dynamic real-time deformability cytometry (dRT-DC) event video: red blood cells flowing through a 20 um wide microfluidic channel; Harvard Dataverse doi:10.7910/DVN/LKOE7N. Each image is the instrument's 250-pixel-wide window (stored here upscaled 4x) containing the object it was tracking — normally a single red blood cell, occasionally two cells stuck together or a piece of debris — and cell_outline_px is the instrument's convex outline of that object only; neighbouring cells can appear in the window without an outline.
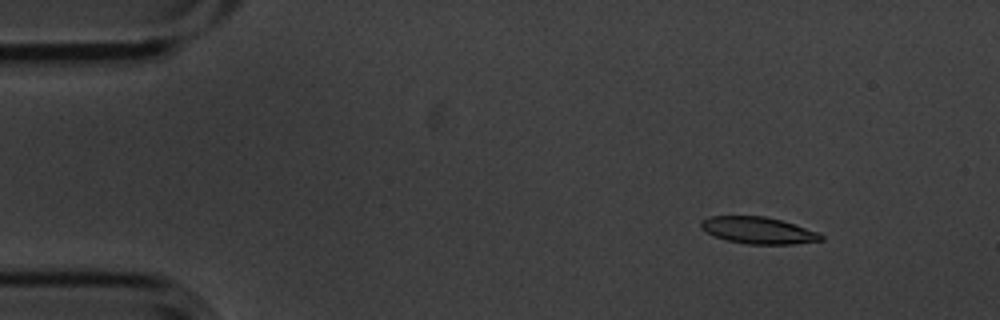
{"species": "common noctule bat (a hibernating species)", "species_latin": "Nyctalus noctula", "temperature_condition": "cold", "stored_images_in_passage": 5, "camera_frame_rate_fps": 3000, "um_per_image_px": 0.085, "animal": {"sex": "male", "body_mass_g": 20.1, "forearm_length_mm": 53.5}, "frame": {"image": 1, "passage_image": 2, "time_ms": 0.333, "image_size_px": [1000, 320], "cell_outline_px": [[824, 240], [792, 244], [748, 244], [728, 240], [716, 236], [700, 228], [700, 220], [708, 216], [764, 216], [780, 220], [820, 232], [824, 236]], "centroid_in_image_um": [64.46, 19.57], "position_along_channel_um": 20.5, "area_um2": 18.67}}
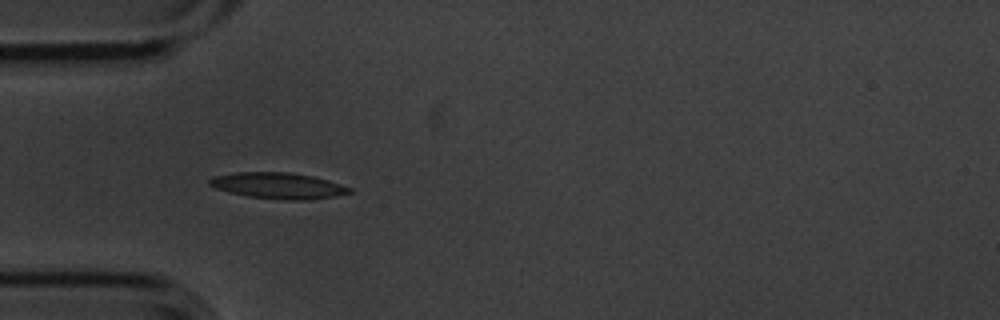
{"frame": {"image": 2, "passage_image": 4, "time_ms": 1.0, "image_size_px": [1000, 320], "cell_outline_px": [[352, 192], [336, 196], [312, 200], [288, 200], [248, 196], [216, 188], [208, 184], [208, 180], [212, 176], [236, 172], [288, 172], [312, 176], [328, 180], [352, 188]], "centroid_in_image_um": [23.67, 15.78], "position_along_channel_um": 61.3, "area_um2": 21.21}}
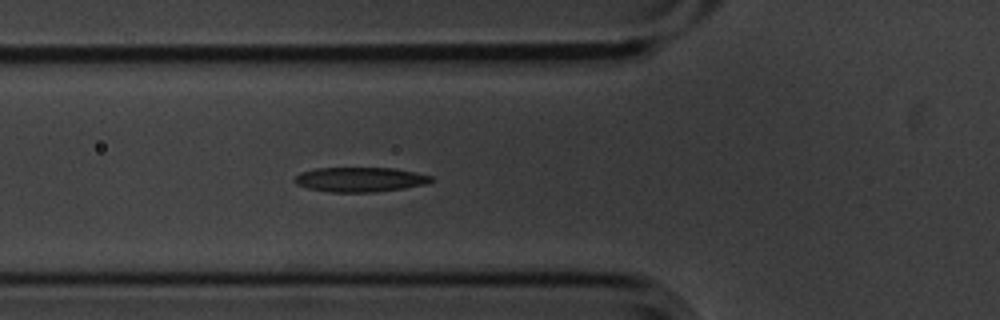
{"frame": {"image": 3, "passage_image": 5, "time_ms": 1.333, "image_size_px": [1000, 320], "cell_outline_px": [[432, 180], [428, 184], [404, 188], [372, 192], [328, 192], [308, 188], [296, 184], [292, 180], [300, 172], [316, 168], [392, 168], [416, 172], [432, 176]], "centroid_in_image_um": [30.59, 15.26], "position_along_channel_um": 95.2, "area_um2": 19.65}}